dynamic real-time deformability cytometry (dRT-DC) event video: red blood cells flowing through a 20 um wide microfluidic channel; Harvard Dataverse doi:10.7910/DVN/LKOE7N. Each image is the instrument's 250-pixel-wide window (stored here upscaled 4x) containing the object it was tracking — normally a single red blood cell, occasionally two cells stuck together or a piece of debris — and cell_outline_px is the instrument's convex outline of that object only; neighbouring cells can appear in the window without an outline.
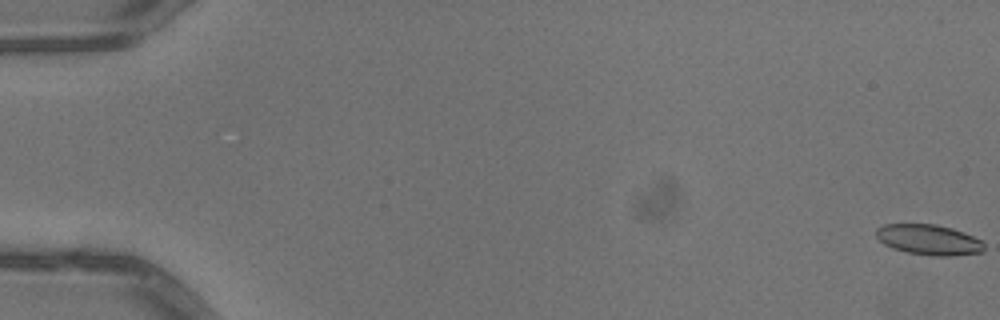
{"species": "common noctule bat (a hibernating species)", "species_latin": "Nyctalus noctula", "temperature_condition": "warm", "stored_images_in_passage": 53, "camera_frame_rate_fps": 3000, "um_per_image_px": 0.085, "animal": {"sex": "male", "body_mass_g": 13.3}, "frame": {"image": 1, "passage_image": 1, "time_ms": 0.0, "image_size_px": [1000, 320], "cell_outline_px": [[984, 252], [952, 256], [932, 256], [908, 252], [892, 248], [884, 244], [876, 236], [876, 228], [884, 224], [936, 224], [952, 228], [964, 232], [980, 240], [984, 244]], "centroid_in_image_um": [78.95, 20.38], "position_along_channel_um": 6.0, "area_um2": 19.19}}
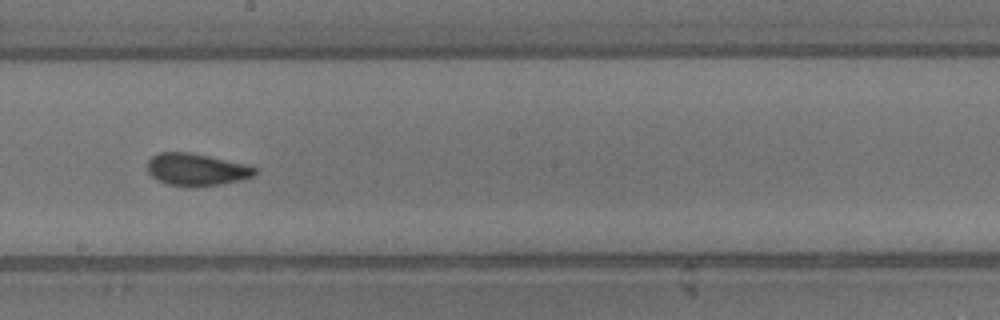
{"frame": {"image": 2, "passage_image": 31, "time_ms": 10.0, "image_size_px": [1000, 320], "cell_outline_px": [[256, 172], [252, 176], [240, 180], [220, 184], [196, 188], [188, 188], [168, 184], [152, 176], [148, 172], [148, 160], [152, 156], [160, 152], [188, 152], [208, 156], [244, 164], [256, 168]], "centroid_in_image_um": [16.67, 14.43], "position_along_channel_um": 231.5, "area_um2": 20.11}}
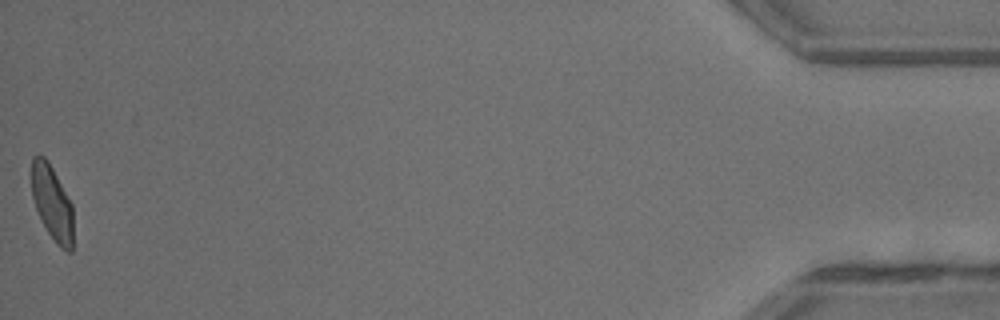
{"frame": {"image": 3, "passage_image": 53, "time_ms": 17.333, "image_size_px": [1000, 320], "cell_outline_px": [[72, 252], [68, 252], [60, 248], [56, 244], [48, 232], [36, 208], [32, 196], [32, 156], [44, 156], [48, 160], [72, 204]], "centroid_in_image_um": [4.44, 17.25], "position_along_channel_um": 430.8, "area_um2": 17.86}, "authors_computed_cell_mechanics": {"area_um2": 19.8254, "velocity_mm_per_s": 4.0557, "shape_relaxation_time_tau1_ms": 5.8906, "shape_relaxation_time_tau2_ms": 1.3515, "deformation_change_tau1": 0.1595, "deformation_change_tau2": 0.0813}}